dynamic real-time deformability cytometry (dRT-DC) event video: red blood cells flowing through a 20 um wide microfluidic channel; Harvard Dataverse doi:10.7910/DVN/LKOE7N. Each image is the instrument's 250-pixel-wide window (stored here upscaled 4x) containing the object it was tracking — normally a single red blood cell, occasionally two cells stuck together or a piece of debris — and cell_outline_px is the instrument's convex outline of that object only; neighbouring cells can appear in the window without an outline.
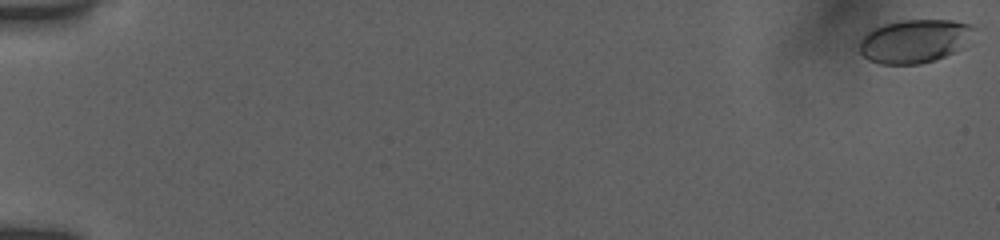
{"species": "human", "species_latin": "Homo sapiens", "temperature_condition": "room temperature", "stored_images_in_passage": 55, "camera_frame_rate_fps": 3000, "um_per_image_px": 0.085, "donor": {"sex": "female"}, "frame": {"image": 1, "passage_image": 1, "time_ms": 0.0, "image_size_px": [1000, 240], "cell_outline_px": [[980, 28], [964, 48], [956, 52], [920, 64], [880, 64], [868, 60], [860, 52], [860, 40], [872, 28], [884, 24], [900, 20], [952, 20], [972, 24]], "centroid_in_image_um": [77.82, 3.48], "position_along_channel_um": 7.2, "area_um2": 29.54}}
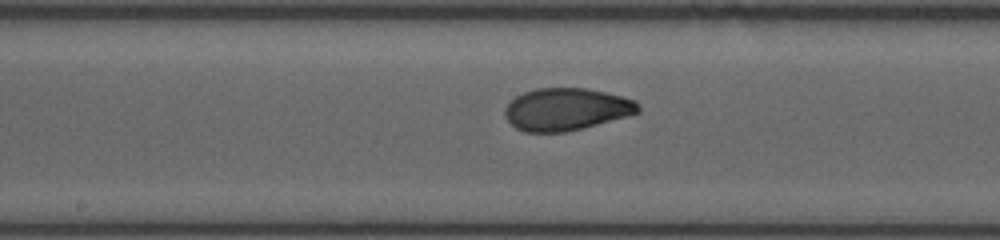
{"frame": {"image": 2, "passage_image": 31, "time_ms": 10.0, "image_size_px": [1000, 240], "cell_outline_px": [[640, 112], [632, 116], [584, 128], [564, 132], [524, 132], [516, 128], [504, 116], [504, 108], [516, 96], [524, 92], [536, 88], [584, 88], [624, 96], [636, 100], [640, 108]], "centroid_in_image_um": [48.18, 9.29], "position_along_channel_um": 200.0, "area_um2": 33.23}}
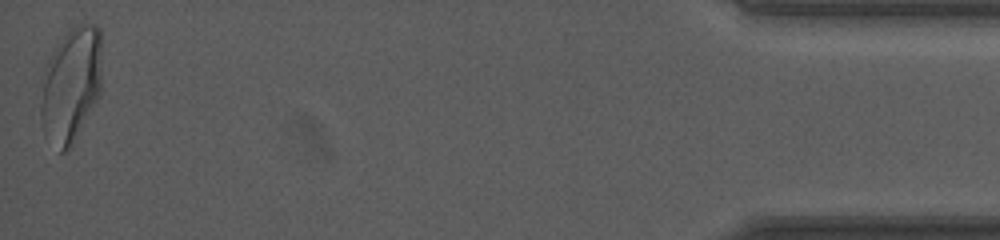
{"frame": {"image": 3, "passage_image": 55, "time_ms": 18.0, "image_size_px": [1000, 240], "cell_outline_px": [[100, 96], [72, 144], [64, 152], [60, 152], [44, 132], [40, 116], [40, 108], [44, 68], [56, 44], [72, 28], [80, 24], [96, 24], [100, 28]], "centroid_in_image_um": [6.03, 7.2], "position_along_channel_um": 429.2, "area_um2": 40.63}, "authors_computed_cell_mechanics": {"area_um2": 32.7726, "velocity_mm_per_s": 3.8812, "shape_relaxation_time_tau1_ms": 8.1187, "shape_relaxation_time_tau2_ms": 0.9938, "deformation_change_tau1": 0.2223, "deformation_change_tau2": 0.0509}}